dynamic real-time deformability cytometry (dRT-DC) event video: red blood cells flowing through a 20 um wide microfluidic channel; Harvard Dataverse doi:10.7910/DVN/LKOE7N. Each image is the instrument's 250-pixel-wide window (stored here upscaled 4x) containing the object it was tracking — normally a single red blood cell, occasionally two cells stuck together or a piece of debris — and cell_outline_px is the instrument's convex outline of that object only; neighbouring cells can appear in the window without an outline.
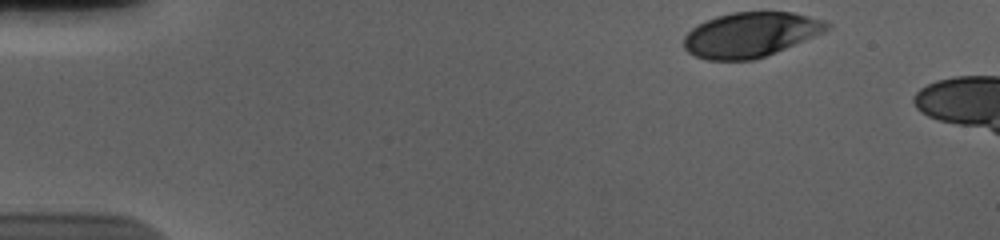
{"species": "human", "species_latin": "Homo sapiens", "temperature_condition": "cold", "stored_images_in_passage": 8, "camera_frame_rate_fps": 3000, "um_per_image_px": 0.085, "donor": {"sex": "male"}, "frame": {"image": 1, "passage_image": 1, "time_ms": 0.0, "image_size_px": [1000, 240], "cell_outline_px": [[832, 24], [824, 32], [776, 52], [752, 60], [708, 60], [696, 56], [688, 52], [684, 48], [684, 36], [692, 28], [716, 16], [732, 12], [792, 12], [824, 20]], "centroid_in_image_um": [63.8, 2.95], "position_along_channel_um": 21.2, "area_um2": 37.11}}